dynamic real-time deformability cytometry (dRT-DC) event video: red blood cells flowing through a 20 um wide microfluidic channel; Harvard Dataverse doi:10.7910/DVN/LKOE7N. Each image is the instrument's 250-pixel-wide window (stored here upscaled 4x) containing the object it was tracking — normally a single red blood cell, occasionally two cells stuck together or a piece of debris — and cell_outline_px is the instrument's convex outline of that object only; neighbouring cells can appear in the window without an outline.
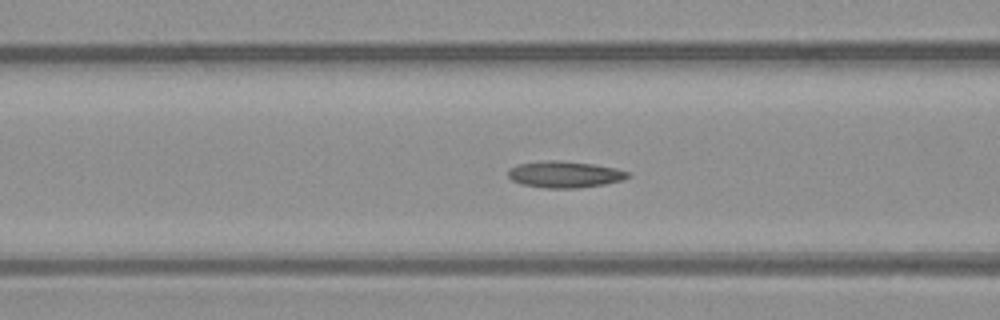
{"species": "common noctule bat (a hibernating species)", "species_latin": "Nyctalus noctula", "temperature_condition": "warm", "stored_images_in_passage": 56, "camera_frame_rate_fps": 3000, "um_per_image_px": 0.085, "animal": {"sex": "male", "body_mass_g": 23.1, "forearm_length_mm": 52.7}, "frame": {"image": 1, "passage_image": 21, "time_ms": 6.667, "image_size_px": [1000, 320], "cell_outline_px": [[632, 176], [624, 180], [604, 184], [576, 188], [548, 188], [520, 184], [512, 180], [508, 176], [508, 168], [516, 164], [544, 160], [556, 160], [596, 164], [616, 168], [628, 172]], "centroid_in_image_um": [47.99, 14.81], "position_along_channel_um": 118.6, "area_um2": 18.73}}
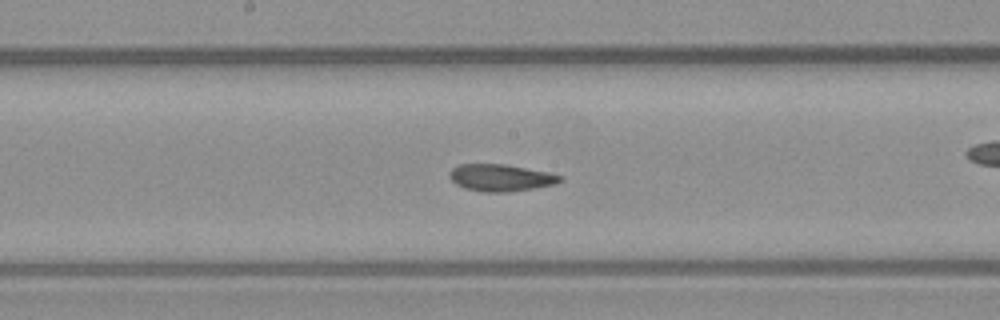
{"frame": {"image": 2, "passage_image": 28, "time_ms": 9.0, "image_size_px": [1000, 320], "cell_outline_px": [[564, 180], [556, 184], [508, 192], [484, 192], [464, 188], [456, 184], [448, 176], [448, 172], [452, 168], [460, 164], [504, 164], [548, 172], [564, 176]], "centroid_in_image_um": [42.56, 15.1], "position_along_channel_um": 205.6, "area_um2": 17.46}}
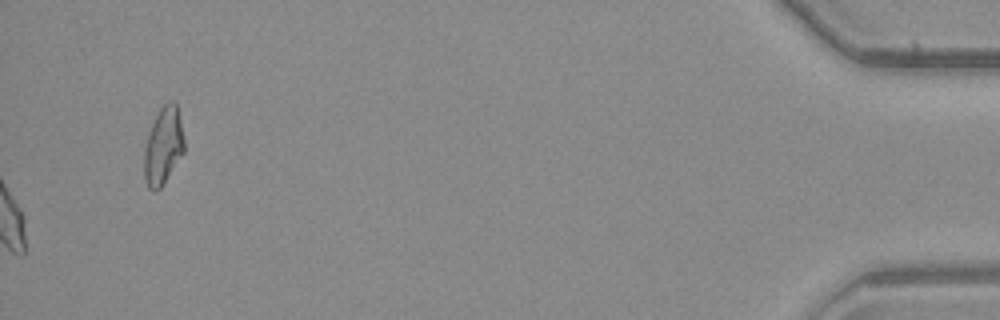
{"frame": {"image": 3, "passage_image": 56, "time_ms": 18.333, "image_size_px": [1000, 320], "cell_outline_px": [[184, 152], [160, 188], [156, 192], [152, 192], [148, 188], [144, 180], [144, 148], [148, 132], [160, 108], [164, 104], [172, 100], [176, 104], [184, 140]], "centroid_in_image_um": [13.85, 12.45], "position_along_channel_um": 421.4, "area_um2": 17.92}, "authors_computed_cell_mechanics": {"area_um2": 18.0336, "velocity_mm_per_s": 3.7179, "shape_relaxation_time_tau1_ms": null, "shape_relaxation_time_tau2_ms": 3.4345, "deformation_change_tau1": null, "deformation_change_tau2": 0.0926}}